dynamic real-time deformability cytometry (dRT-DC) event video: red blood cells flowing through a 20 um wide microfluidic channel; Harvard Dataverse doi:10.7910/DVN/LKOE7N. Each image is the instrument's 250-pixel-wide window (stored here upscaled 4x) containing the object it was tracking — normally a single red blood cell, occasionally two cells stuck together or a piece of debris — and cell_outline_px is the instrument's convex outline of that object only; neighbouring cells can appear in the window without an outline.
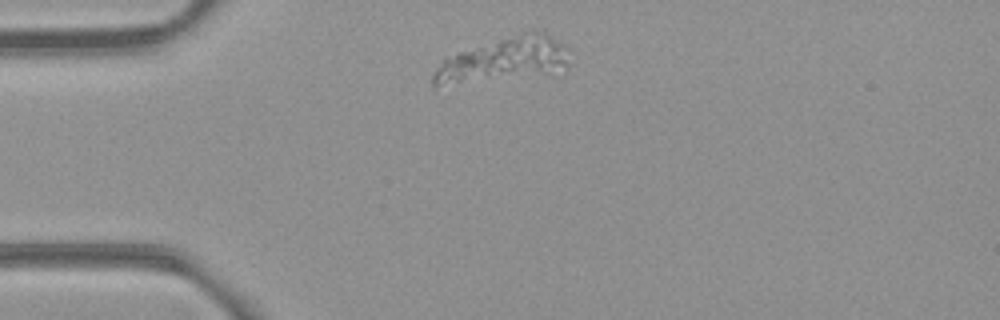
{"species": "common noctule bat (a hibernating species)", "species_latin": "Nyctalus noctula", "temperature_condition": "room temperature", "stored_images_in_passage": 2, "camera_frame_rate_fps": 3000, "um_per_image_px": 0.085, "animal": {"sex": "female", "body_mass_g": 21.9}, "frame": {"image": 1, "passage_image": 1, "time_ms": 0.0, "image_size_px": [1000, 320], "cell_outline_px": [[568, 68], [548, 72], [436, 88], [432, 84], [432, 76], [444, 56], [524, 32], [544, 32], [552, 36], [564, 44], [568, 48]], "centroid_in_image_um": [42.74, 5.1], "position_along_channel_um": 42.3, "area_um2": 34.8}}